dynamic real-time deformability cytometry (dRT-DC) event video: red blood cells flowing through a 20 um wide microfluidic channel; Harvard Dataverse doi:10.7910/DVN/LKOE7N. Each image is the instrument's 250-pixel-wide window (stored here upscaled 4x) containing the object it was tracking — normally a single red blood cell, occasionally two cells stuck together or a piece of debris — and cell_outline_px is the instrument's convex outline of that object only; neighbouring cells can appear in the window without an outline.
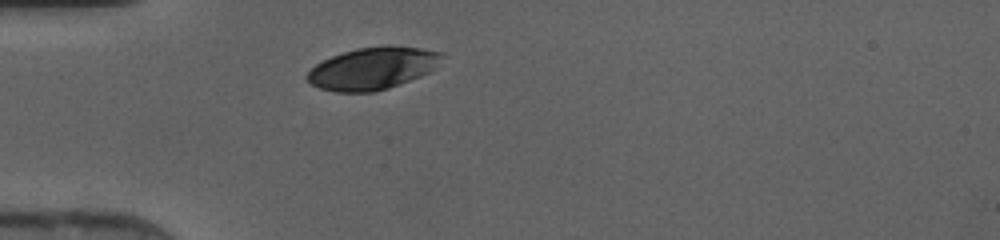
{"species": "human", "species_latin": "Homo sapiens", "temperature_condition": "cold", "stored_images_in_passage": 26, "camera_frame_rate_fps": 3000, "um_per_image_px": 0.085, "donor": {"sex": "female"}, "frame": {"image": 1, "passage_image": 1, "time_ms": 0.0, "image_size_px": [1000, 240], "cell_outline_px": [[440, 56], [436, 68], [420, 76], [388, 88], [372, 92], [336, 92], [320, 88], [312, 84], [304, 76], [316, 64], [332, 56], [356, 48], [388, 44], [420, 48], [440, 52]], "centroid_in_image_um": [31.64, 5.8], "position_along_channel_um": 53.4, "area_um2": 32.89}}
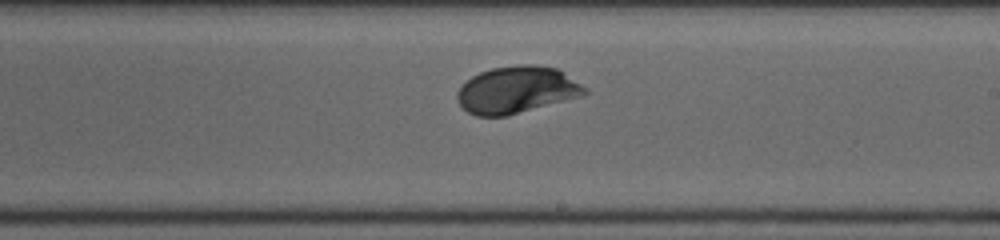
{"frame": {"image": 2, "passage_image": 15, "time_ms": 4.667, "image_size_px": [1000, 240], "cell_outline_px": [[588, 92], [580, 96], [508, 116], [476, 116], [468, 112], [456, 100], [456, 92], [472, 76], [480, 72], [492, 68], [516, 64], [536, 64], [556, 68], [588, 88]], "centroid_in_image_um": [43.91, 7.63], "position_along_channel_um": 245.1, "area_um2": 34.85}}
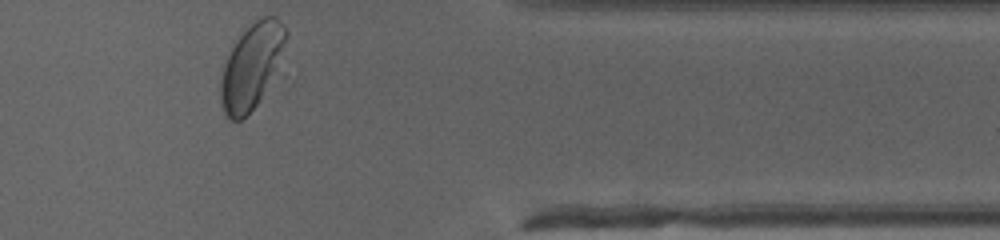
{"frame": {"image": 3, "passage_image": 26, "time_ms": 8.333, "image_size_px": [1000, 240], "cell_outline_px": [[288, 36], [276, 72], [256, 104], [240, 120], [232, 120], [224, 116], [220, 100], [220, 68], [232, 40], [260, 16], [276, 16], [284, 24], [288, 32]], "centroid_in_image_um": [21.33, 5.55], "position_along_channel_um": 390.1, "area_um2": 33.06}}